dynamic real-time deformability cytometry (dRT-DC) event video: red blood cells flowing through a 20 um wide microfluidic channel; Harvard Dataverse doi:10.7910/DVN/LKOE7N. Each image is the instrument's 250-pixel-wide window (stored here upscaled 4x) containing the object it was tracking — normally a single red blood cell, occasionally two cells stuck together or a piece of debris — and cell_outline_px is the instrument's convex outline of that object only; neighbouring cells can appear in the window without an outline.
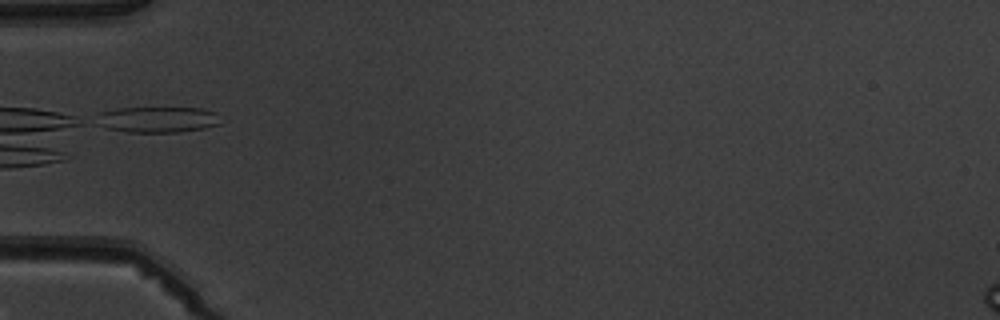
{"species": "common noctule bat (a hibernating species)", "species_latin": "Nyctalus noctula", "temperature_condition": "warm", "stored_images_in_passage": 5, "camera_frame_rate_fps": 3000, "um_per_image_px": 0.085, "animal": {"sex": "male", "body_mass_g": 19.5, "forearm_length_mm": 54.6}, "frame": {"image": 1, "passage_image": 4, "time_ms": 4.333, "image_size_px": [1000, 320], "cell_outline_px": [[220, 124], [204, 128], [180, 132], [128, 132], [108, 128], [96, 124], [100, 112], [116, 108], [200, 108], [216, 112]], "centroid_in_image_um": [13.39, 10.16], "position_along_channel_um": 71.6, "area_um2": 18.61}}